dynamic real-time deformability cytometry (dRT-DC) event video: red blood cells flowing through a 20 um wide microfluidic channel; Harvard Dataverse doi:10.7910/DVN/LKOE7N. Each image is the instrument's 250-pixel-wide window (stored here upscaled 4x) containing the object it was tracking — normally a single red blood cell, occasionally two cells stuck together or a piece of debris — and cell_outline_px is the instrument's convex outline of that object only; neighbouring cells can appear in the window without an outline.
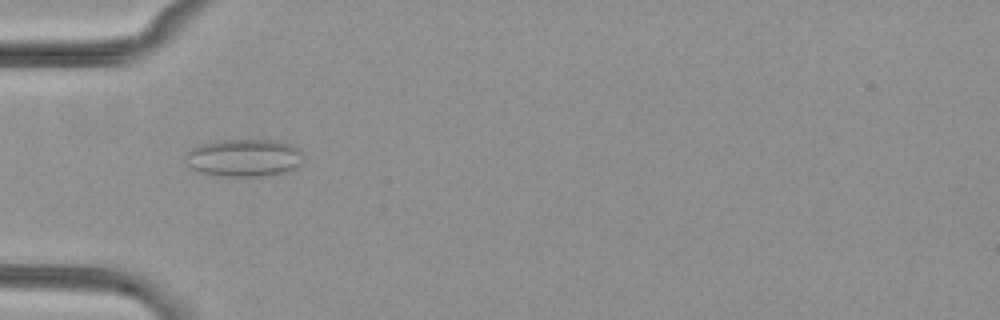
{"species": "common noctule bat (a hibernating species)", "species_latin": "Nyctalus noctula", "temperature_condition": "cold", "stored_images_in_passage": 3, "camera_frame_rate_fps": 3000, "um_per_image_px": 0.085, "animal": {"sex": "female", "body_mass_g": 29.2, "forearm_length_mm": 56.3}, "frame": {"image": 1, "passage_image": 3, "time_ms": 2.333, "image_size_px": [1000, 320], "cell_outline_px": [[304, 156], [300, 164], [284, 172], [260, 176], [220, 176], [200, 172], [192, 168], [184, 160], [184, 156], [192, 148], [200, 144], [224, 140], [276, 140], [292, 144]], "centroid_in_image_um": [20.72, 13.41], "position_along_channel_um": 64.3, "area_um2": 25.66}}